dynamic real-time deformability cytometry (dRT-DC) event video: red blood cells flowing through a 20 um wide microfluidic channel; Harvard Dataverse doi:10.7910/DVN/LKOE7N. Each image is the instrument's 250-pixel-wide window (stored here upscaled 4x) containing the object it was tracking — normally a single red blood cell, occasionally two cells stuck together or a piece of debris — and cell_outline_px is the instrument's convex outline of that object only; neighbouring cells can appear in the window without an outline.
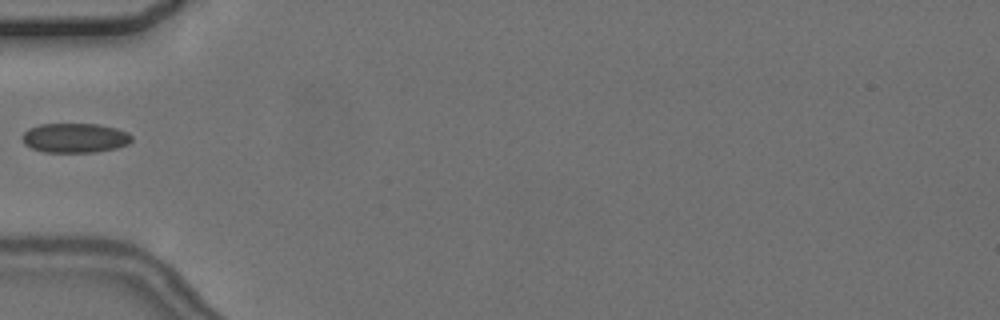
{"species": "common noctule bat (a hibernating species)", "species_latin": "Nyctalus noctula", "temperature_condition": "cold", "stored_images_in_passage": 6, "camera_frame_rate_fps": 3000, "um_per_image_px": 0.085, "animal": {"sex": "female", "body_mass_g": 24.6, "forearm_length_mm": 56.2}, "frame": {"image": 1, "passage_image": 6, "time_ms": 5.667, "image_size_px": [1000, 320], "cell_outline_px": [[132, 140], [128, 144], [116, 148], [96, 152], [44, 152], [32, 148], [24, 144], [20, 136], [28, 128], [40, 124], [100, 124], [116, 128], [128, 132], [132, 136]], "centroid_in_image_um": [6.36, 11.72], "position_along_channel_um": 78.6, "area_um2": 19.02}}